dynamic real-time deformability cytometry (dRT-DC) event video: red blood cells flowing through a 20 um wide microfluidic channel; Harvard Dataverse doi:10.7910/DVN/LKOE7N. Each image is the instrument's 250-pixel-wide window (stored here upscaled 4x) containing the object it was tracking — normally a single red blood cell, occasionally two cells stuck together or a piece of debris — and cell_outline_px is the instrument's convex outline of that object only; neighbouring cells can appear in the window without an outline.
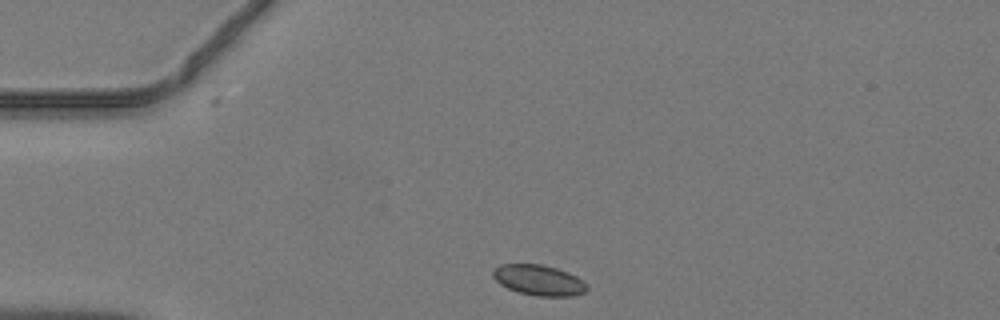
{"species": "common noctule bat (a hibernating species)", "species_latin": "Nyctalus noctula", "temperature_condition": "warm", "stored_images_in_passage": 36, "camera_frame_rate_fps": 3000, "um_per_image_px": 0.085, "animal": {"sex": "male", "body_mass_g": 19.2, "forearm_length_mm": 51.8}, "frame": {"image": 1, "passage_image": 1, "time_ms": 0.0, "image_size_px": [1000, 320], "cell_outline_px": [[588, 288], [584, 292], [572, 296], [536, 296], [520, 292], [508, 288], [500, 284], [492, 276], [492, 272], [500, 264], [540, 264], [556, 268], [568, 272], [576, 276]], "centroid_in_image_um": [45.77, 23.81], "position_along_channel_um": 39.2, "area_um2": 16.47}}
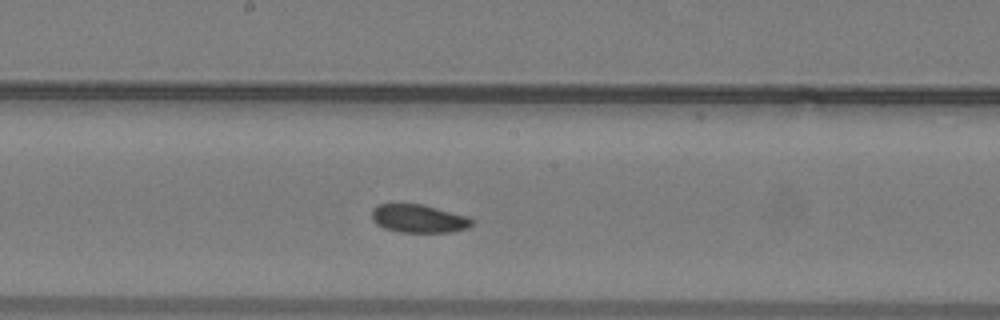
{"frame": {"image": 2, "passage_image": 15, "time_ms": 4.667, "image_size_px": [1000, 320], "cell_outline_px": [[472, 224], [468, 228], [452, 232], [400, 232], [384, 228], [376, 224], [372, 220], [372, 208], [376, 204], [420, 204], [468, 216], [472, 220]], "centroid_in_image_um": [35.56, 18.58], "position_along_channel_um": 212.6, "area_um2": 16.42}}
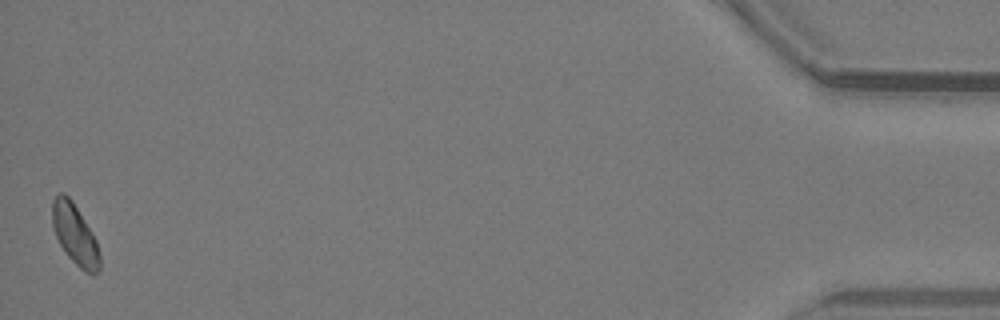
{"frame": {"image": 3, "passage_image": 36, "time_ms": 11.667, "image_size_px": [1000, 320], "cell_outline_px": [[100, 268], [96, 272], [84, 272], [64, 252], [56, 236], [52, 224], [52, 200], [60, 192], [64, 192], [72, 200], [92, 232], [96, 240], [100, 252]], "centroid_in_image_um": [6.36, 19.91], "position_along_channel_um": 428.8, "area_um2": 16.65}}